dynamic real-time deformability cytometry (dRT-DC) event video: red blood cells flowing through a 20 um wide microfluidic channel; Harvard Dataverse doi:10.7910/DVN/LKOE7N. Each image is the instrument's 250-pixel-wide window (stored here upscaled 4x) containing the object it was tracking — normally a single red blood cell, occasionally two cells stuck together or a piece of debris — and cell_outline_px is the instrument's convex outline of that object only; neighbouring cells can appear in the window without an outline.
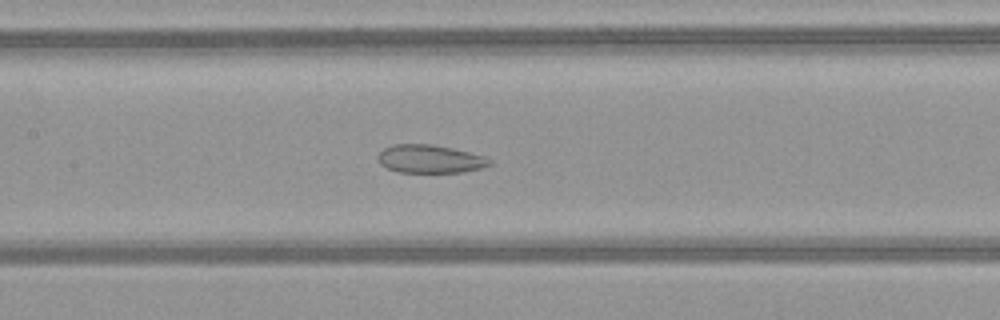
{"species": "common noctule bat (a hibernating species)", "species_latin": "Nyctalus noctula", "temperature_condition": "warm", "stored_images_in_passage": 52, "camera_frame_rate_fps": 3000, "um_per_image_px": 0.085, "animal": {"sex": "female", "body_mass_g": 21.9}, "frame": {"image": 1, "passage_image": 26, "time_ms": 8.333, "image_size_px": [1000, 320], "cell_outline_px": [[492, 164], [480, 168], [464, 172], [396, 172], [380, 164], [376, 160], [376, 156], [384, 148], [392, 144], [432, 144], [452, 148], [484, 156], [492, 160]], "centroid_in_image_um": [36.51, 13.51], "position_along_channel_um": 170.9, "area_um2": 18.44}}
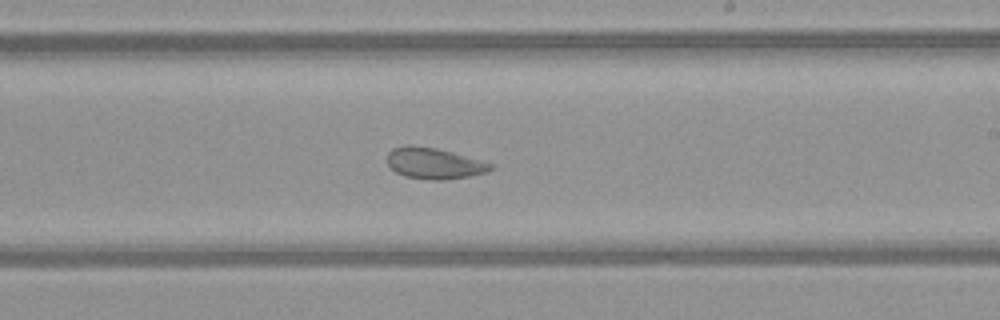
{"frame": {"image": 2, "passage_image": 32, "time_ms": 10.333, "image_size_px": [1000, 320], "cell_outline_px": [[496, 168], [488, 172], [468, 176], [444, 180], [432, 180], [404, 176], [396, 172], [388, 164], [388, 152], [392, 148], [404, 144], [412, 144], [436, 148], [484, 160], [496, 164]], "centroid_in_image_um": [36.95, 13.87], "position_along_channel_um": 252.0, "area_um2": 19.13}}
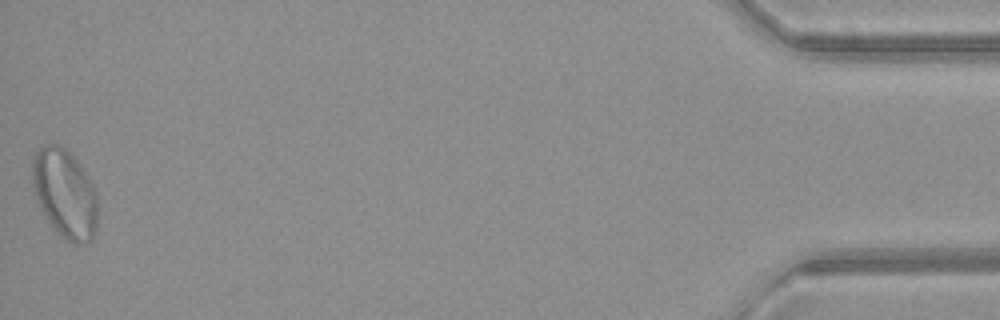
{"frame": {"image": 3, "passage_image": 52, "time_ms": 17.0, "image_size_px": [1000, 320], "cell_outline_px": [[96, 228], [92, 240], [80, 244], [72, 244], [64, 240], [48, 220], [40, 208], [36, 200], [32, 184], [32, 156], [40, 148], [48, 144], [60, 144], [80, 164], [92, 184], [96, 192]], "centroid_in_image_um": [5.49, 16.46], "position_along_channel_um": 429.7, "area_um2": 33.76}, "authors_computed_cell_mechanics": {"area_um2": 27.2816, "velocity_mm_per_s": 4.0814, "shape_relaxation_time_tau1_ms": null, "shape_relaxation_time_tau2_ms": 1.5135, "deformation_change_tau1": null, "deformation_change_tau2": 0.0749}}